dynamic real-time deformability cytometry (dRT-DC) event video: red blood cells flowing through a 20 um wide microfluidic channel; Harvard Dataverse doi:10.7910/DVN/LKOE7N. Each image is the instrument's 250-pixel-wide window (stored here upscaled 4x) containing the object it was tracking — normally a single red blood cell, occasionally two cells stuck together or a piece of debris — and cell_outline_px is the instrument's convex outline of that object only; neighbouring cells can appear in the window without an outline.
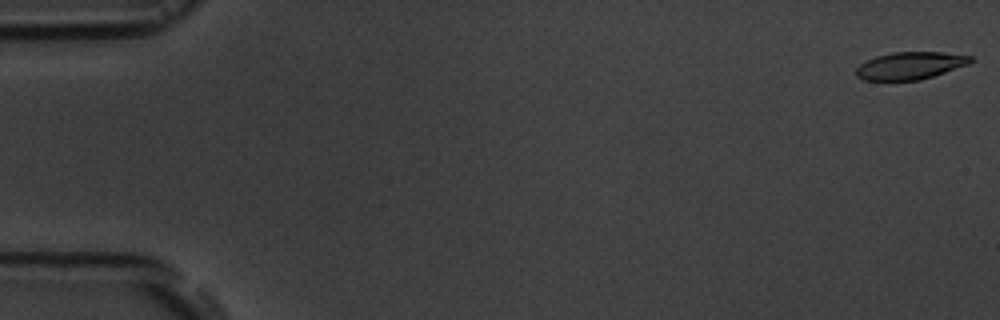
{"species": "common noctule bat (a hibernating species)", "species_latin": "Nyctalus noctula", "temperature_condition": "room temperature", "stored_images_in_passage": 56, "camera_frame_rate_fps": 3000, "um_per_image_px": 0.085, "animal": {"sex": "male", "body_mass_g": 19.5, "forearm_length_mm": 54.6}, "frame": {"image": 1, "passage_image": 1, "time_ms": 0.0, "image_size_px": [1000, 320], "cell_outline_px": [[972, 60], [968, 64], [920, 80], [864, 80], [856, 76], [856, 68], [860, 64], [876, 56], [892, 52], [940, 52], [972, 56]], "centroid_in_image_um": [77.33, 5.57], "position_along_channel_um": 7.7, "area_um2": 18.03}}
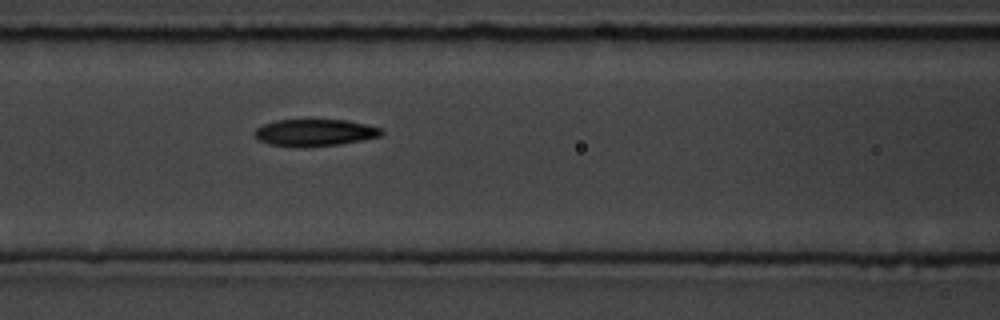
{"frame": {"image": 2, "passage_image": 24, "time_ms": 7.667, "image_size_px": [1000, 320], "cell_outline_px": [[384, 132], [380, 136], [340, 144], [300, 148], [292, 148], [268, 144], [260, 140], [252, 132], [256, 128], [264, 124], [276, 120], [308, 116], [348, 120], [368, 124], [380, 128]], "centroid_in_image_um": [26.71, 11.22], "position_along_channel_um": 139.9, "area_um2": 21.15}}
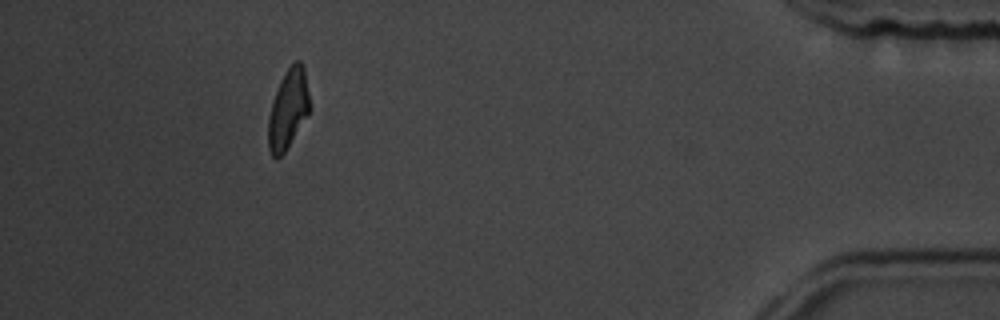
{"frame": {"image": 3, "passage_image": 51, "time_ms": 16.667, "image_size_px": [1000, 320], "cell_outline_px": [[308, 112], [284, 152], [276, 160], [272, 156], [268, 148], [268, 116], [272, 100], [280, 80], [284, 72], [296, 60], [300, 60], [304, 68], [308, 92]], "centroid_in_image_um": [24.44, 9.26], "position_along_channel_um": 410.8, "area_um2": 18.73}, "authors_computed_cell_mechanics": {"area_um2": 19.941, "velocity_mm_per_s": 3.6616, "shape_relaxation_time_tau1_ms": 2.5381, "shape_relaxation_time_tau2_ms": 5.0497, "deformation_change_tau1": 0.1329, "deformation_change_tau2": 0.1308}}